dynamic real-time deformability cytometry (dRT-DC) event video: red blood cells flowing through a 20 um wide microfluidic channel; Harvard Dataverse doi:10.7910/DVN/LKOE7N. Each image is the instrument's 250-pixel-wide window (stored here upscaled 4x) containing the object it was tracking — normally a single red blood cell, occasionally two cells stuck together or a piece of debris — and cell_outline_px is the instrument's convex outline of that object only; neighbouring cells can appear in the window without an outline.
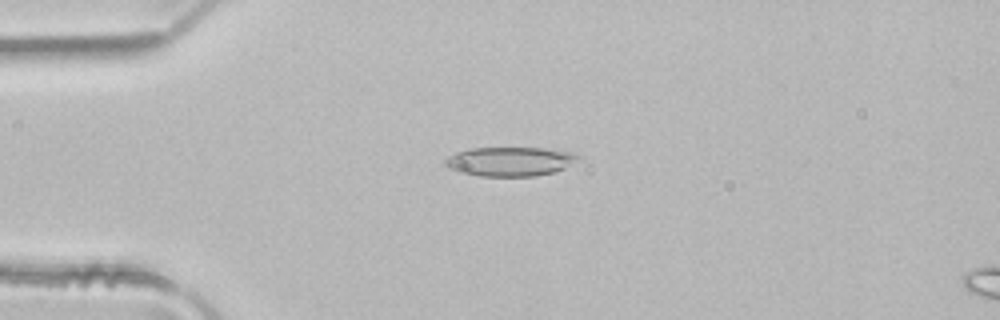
{"species": "common noctule bat (a hibernating species)", "species_latin": "Nyctalus noctula", "temperature_condition": "room temperature", "stored_images_in_passage": 5, "camera_frame_rate_fps": 3000, "um_per_image_px": 0.085, "animal": {"sex": "male", "body_mass_g": 21.5, "forearm_length_mm": 52.0}, "frame": {"image": 1, "passage_image": 4, "time_ms": 1.0, "image_size_px": [1000, 320], "cell_outline_px": [[580, 156], [564, 168], [556, 172], [536, 176], [480, 176], [460, 172], [448, 168], [444, 164], [444, 160], [448, 156], [456, 152], [468, 148], [544, 148], [572, 152]], "centroid_in_image_um": [43.3, 13.72], "position_along_channel_um": 41.7, "area_um2": 22.6}}